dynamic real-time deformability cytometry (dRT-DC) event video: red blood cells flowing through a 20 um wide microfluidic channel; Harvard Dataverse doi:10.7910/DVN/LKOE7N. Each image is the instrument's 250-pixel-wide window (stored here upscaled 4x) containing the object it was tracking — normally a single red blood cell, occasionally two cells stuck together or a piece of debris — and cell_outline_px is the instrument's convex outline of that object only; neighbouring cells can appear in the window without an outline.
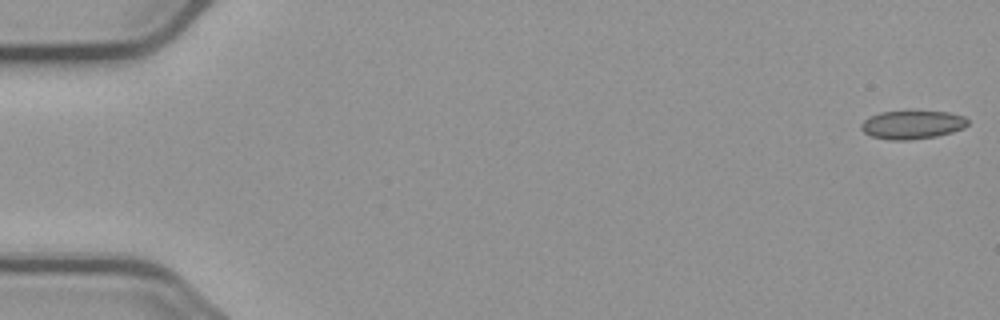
{"species": "common noctule bat (a hibernating species)", "species_latin": "Nyctalus noctula", "temperature_condition": "cold", "stored_images_in_passage": 55, "camera_frame_rate_fps": 3000, "um_per_image_px": 0.085, "animal": {"sex": "male", "body_mass_g": 23.1, "forearm_length_mm": 52.7}, "frame": {"image": 1, "passage_image": 1, "time_ms": 0.0, "image_size_px": [1000, 320], "cell_outline_px": [[968, 124], [964, 128], [952, 132], [936, 136], [908, 140], [892, 140], [872, 136], [864, 132], [860, 128], [860, 124], [868, 116], [880, 112], [948, 112], [964, 116], [968, 120]], "centroid_in_image_um": [77.53, 10.6], "position_along_channel_um": 7.5, "area_um2": 17.51}}
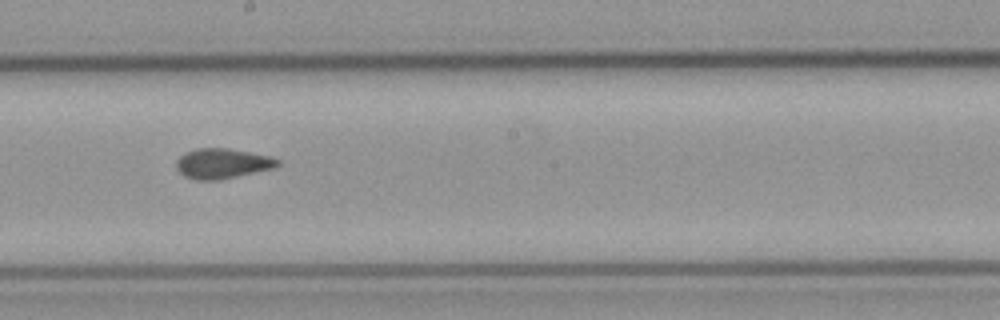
{"frame": {"image": 2, "passage_image": 31, "time_ms": 10.0, "image_size_px": [1000, 320], "cell_outline_px": [[280, 164], [272, 168], [220, 180], [196, 180], [184, 176], [176, 168], [176, 160], [184, 152], [196, 148], [228, 148], [268, 156], [280, 160]], "centroid_in_image_um": [18.85, 13.89], "position_along_channel_um": 229.4, "area_um2": 17.69}}
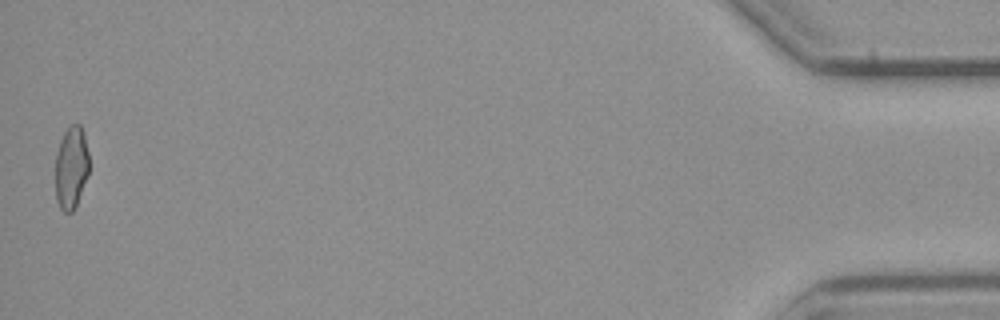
{"frame": {"image": 3, "passage_image": 55, "time_ms": 18.0, "image_size_px": [1000, 320], "cell_outline_px": [[88, 176], [76, 204], [72, 212], [64, 212], [60, 208], [56, 200], [56, 152], [60, 140], [64, 132], [72, 124], [80, 124], [84, 132], [88, 152]], "centroid_in_image_um": [6.05, 14.22], "position_along_channel_um": 429.1, "area_um2": 16.18}, "authors_computed_cell_mechanics": {"area_um2": 17.6868, "velocity_mm_per_s": 3.7234, "shape_relaxation_time_tau1_ms": null, "shape_relaxation_time_tau2_ms": 2.7999, "deformation_change_tau1": null, "deformation_change_tau2": 0.0727}}